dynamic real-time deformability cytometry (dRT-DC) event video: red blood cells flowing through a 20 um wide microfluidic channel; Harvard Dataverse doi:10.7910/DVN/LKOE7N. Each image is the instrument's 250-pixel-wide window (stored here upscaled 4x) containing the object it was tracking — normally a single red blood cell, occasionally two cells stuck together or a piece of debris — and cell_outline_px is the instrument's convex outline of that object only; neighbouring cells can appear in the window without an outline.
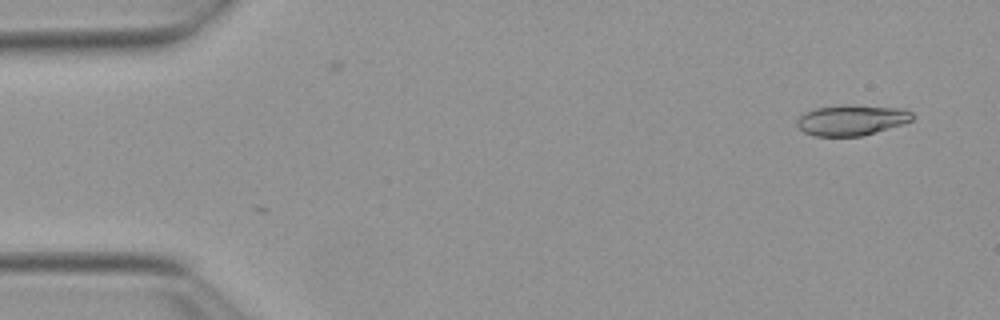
{"species": "Egyptian fruit bat (a non-hibernating species)", "species_latin": "Rousettus aegyptiacus", "temperature_condition": "warm", "stored_images_in_passage": 3, "camera_frame_rate_fps": 3000, "um_per_image_px": 0.085, "animal": {"sex": "female"}, "frame": {"image": 1, "passage_image": 3, "time_ms": 0.667, "image_size_px": [1000, 320], "cell_outline_px": [[912, 120], [904, 124], [864, 136], [812, 136], [804, 132], [796, 124], [796, 120], [804, 112], [816, 108], [840, 104], [848, 104], [904, 108], [912, 112]], "centroid_in_image_um": [72.39, 10.2], "position_along_channel_um": 12.6, "area_um2": 20.98}}